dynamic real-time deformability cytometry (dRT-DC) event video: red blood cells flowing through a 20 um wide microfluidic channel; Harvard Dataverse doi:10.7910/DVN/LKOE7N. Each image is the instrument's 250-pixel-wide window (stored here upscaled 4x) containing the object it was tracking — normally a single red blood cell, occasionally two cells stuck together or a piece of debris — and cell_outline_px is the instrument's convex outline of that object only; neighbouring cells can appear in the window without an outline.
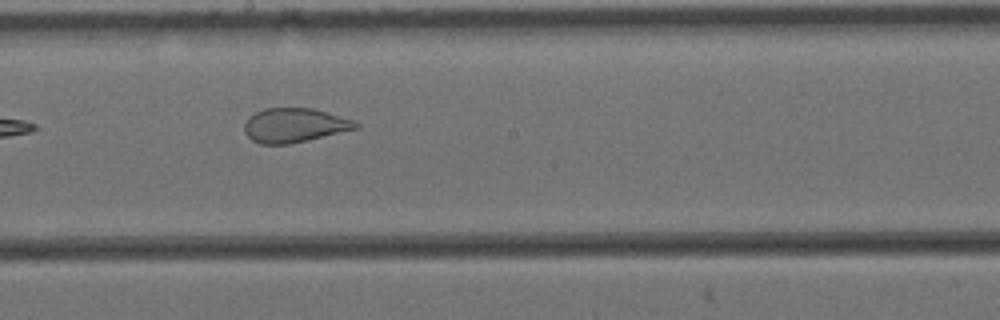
{"species": "Egyptian fruit bat (a non-hibernating species)", "species_latin": "Rousettus aegyptiacus", "temperature_condition": "cold", "stored_images_in_passage": 7, "camera_frame_rate_fps": 3000, "um_per_image_px": 0.085, "animal": {"sex": "female"}, "frame": {"image": 1, "passage_image": 5, "time_ms": 1.333, "image_size_px": [1000, 320], "cell_outline_px": [[360, 128], [308, 140], [288, 144], [260, 144], [252, 140], [244, 132], [244, 124], [248, 116], [264, 108], [312, 108], [352, 120], [360, 124]], "centroid_in_image_um": [25.0, 10.65], "position_along_channel_um": 223.2, "area_um2": 22.2}}
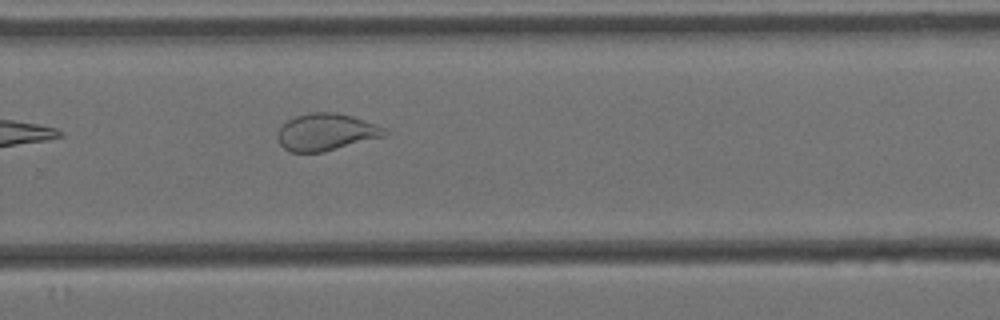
{"frame": {"image": 2, "passage_image": 7, "time_ms": 2.0, "image_size_px": [1000, 320], "cell_outline_px": [[388, 132], [384, 136], [324, 152], [288, 152], [280, 144], [276, 136], [280, 128], [288, 120], [296, 116], [308, 112], [332, 112], [352, 116], [388, 128]], "centroid_in_image_um": [27.72, 11.23], "position_along_channel_um": 302.1, "area_um2": 23.12}}